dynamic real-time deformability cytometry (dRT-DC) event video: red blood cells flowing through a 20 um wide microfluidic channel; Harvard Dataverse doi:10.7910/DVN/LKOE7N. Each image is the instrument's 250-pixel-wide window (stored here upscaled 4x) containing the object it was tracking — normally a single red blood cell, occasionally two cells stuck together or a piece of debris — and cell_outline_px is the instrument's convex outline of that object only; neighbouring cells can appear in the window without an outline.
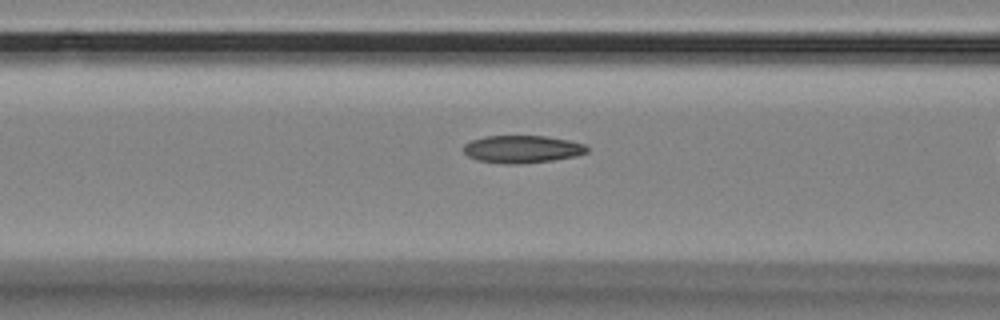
{"species": "Egyptian fruit bat (a non-hibernating species)", "species_latin": "Rousettus aegyptiacus", "temperature_condition": "room temperature", "stored_images_in_passage": 33, "camera_frame_rate_fps": 3000, "um_per_image_px": 0.085, "animal": {"sex": "female"}, "frame": {"image": 1, "passage_image": 10, "time_ms": 3.0, "image_size_px": [1000, 320], "cell_outline_px": [[588, 152], [576, 156], [552, 160], [520, 164], [500, 164], [476, 160], [468, 156], [464, 152], [464, 144], [472, 140], [484, 136], [544, 136], [568, 140], [584, 144], [588, 148]], "centroid_in_image_um": [44.36, 12.69], "position_along_channel_um": 122.2, "area_um2": 19.88}}
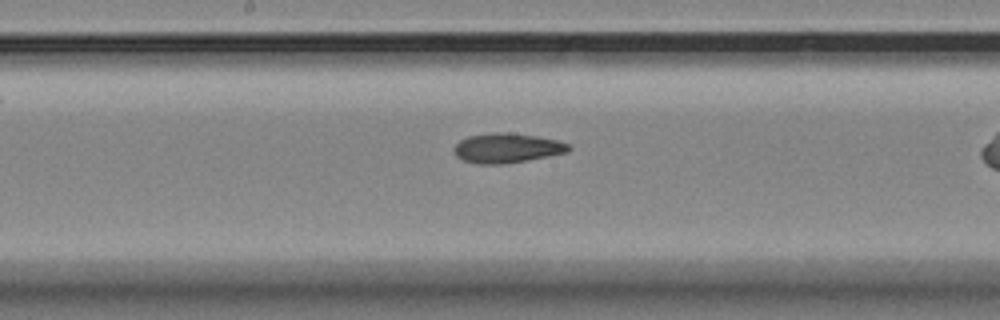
{"frame": {"image": 2, "passage_image": 17, "time_ms": 5.333, "image_size_px": [1000, 320], "cell_outline_px": [[572, 148], [568, 152], [528, 160], [504, 164], [476, 164], [464, 160], [456, 156], [452, 152], [452, 148], [460, 140], [468, 136], [496, 132], [512, 132], [536, 136], [556, 140], [568, 144]], "centroid_in_image_um": [43.06, 12.58], "position_along_channel_um": 205.1, "area_um2": 19.94}}
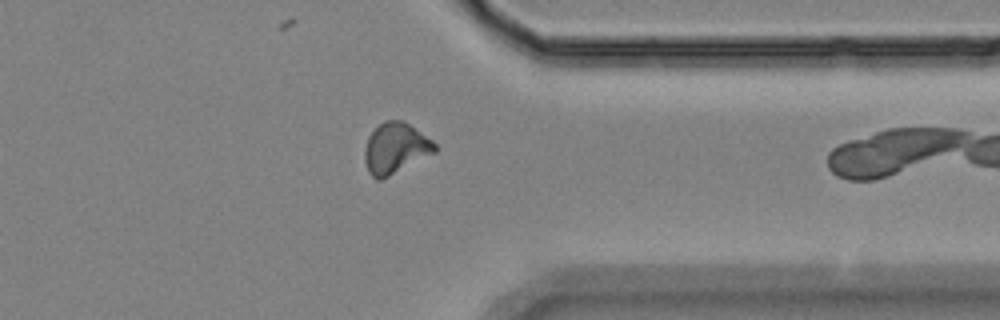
{"frame": {"image": 3, "passage_image": 32, "time_ms": 10.333, "image_size_px": [1000, 320], "cell_outline_px": [[436, 152], [380, 180], [376, 180], [368, 172], [364, 160], [364, 148], [368, 136], [384, 120], [404, 120], [432, 140], [436, 144]], "centroid_in_image_um": [33.59, 12.59], "position_along_channel_um": 377.8, "area_um2": 20.69}}